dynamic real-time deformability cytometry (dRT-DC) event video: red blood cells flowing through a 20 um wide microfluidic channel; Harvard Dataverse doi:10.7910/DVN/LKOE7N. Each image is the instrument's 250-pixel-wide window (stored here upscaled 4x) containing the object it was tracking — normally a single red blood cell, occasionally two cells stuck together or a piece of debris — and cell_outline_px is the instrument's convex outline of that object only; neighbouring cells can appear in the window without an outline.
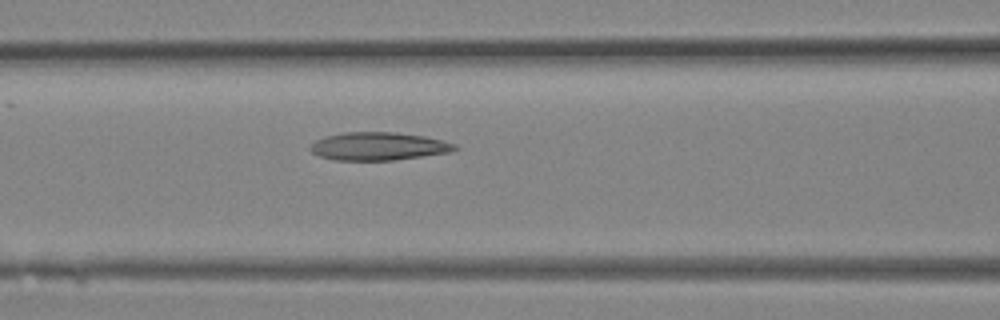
{"species": "Egyptian fruit bat (a non-hibernating species)", "species_latin": "Rousettus aegyptiacus", "temperature_condition": "room temperature", "stored_images_in_passage": 8, "camera_frame_rate_fps": 3000, "um_per_image_px": 0.085, "animal": {"sex": "female"}, "frame": {"image": 1, "passage_image": 7, "time_ms": 2.0, "image_size_px": [1000, 320], "cell_outline_px": [[460, 148], [452, 152], [392, 160], [332, 160], [320, 156], [312, 152], [308, 148], [316, 140], [324, 136], [344, 132], [392, 132], [424, 136], [444, 140], [456, 144]], "centroid_in_image_um": [32.19, 12.43], "position_along_channel_um": 134.4, "area_um2": 23.7}}